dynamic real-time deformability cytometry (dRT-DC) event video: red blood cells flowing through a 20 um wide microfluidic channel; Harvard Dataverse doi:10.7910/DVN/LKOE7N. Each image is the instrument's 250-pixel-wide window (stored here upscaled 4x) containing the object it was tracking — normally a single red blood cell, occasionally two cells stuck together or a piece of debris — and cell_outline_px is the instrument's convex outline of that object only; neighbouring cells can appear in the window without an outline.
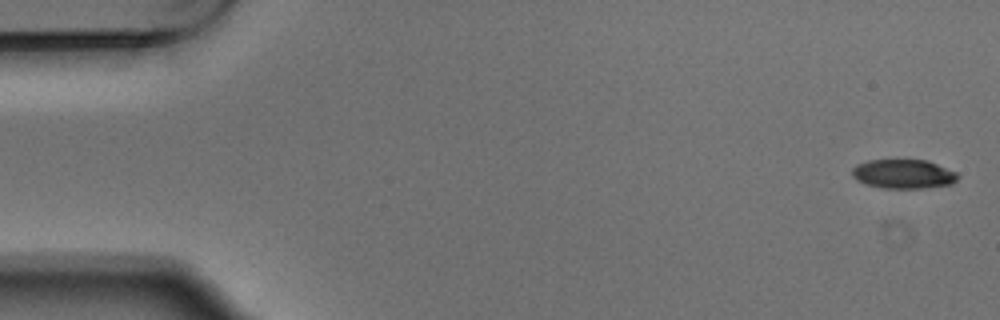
{"species": "Egyptian fruit bat (a non-hibernating species)", "species_latin": "Rousettus aegyptiacus", "temperature_condition": "warm", "stored_images_in_passage": 5, "segment_of_instrument_passage": [1, 2], "camera_frame_rate_fps": 3000, "um_per_image_px": 0.085, "animal": {"sex": "male"}, "frame": {"image": 1, "passage_image": 1, "time_ms": 0.0, "image_size_px": [1000, 320], "cell_outline_px": [[960, 176], [952, 184], [924, 188], [884, 188], [868, 184], [856, 180], [852, 176], [852, 168], [856, 164], [868, 160], [928, 160], [956, 172]], "centroid_in_image_um": [76.79, 14.78], "position_along_channel_um": 8.2, "area_um2": 17.98}}
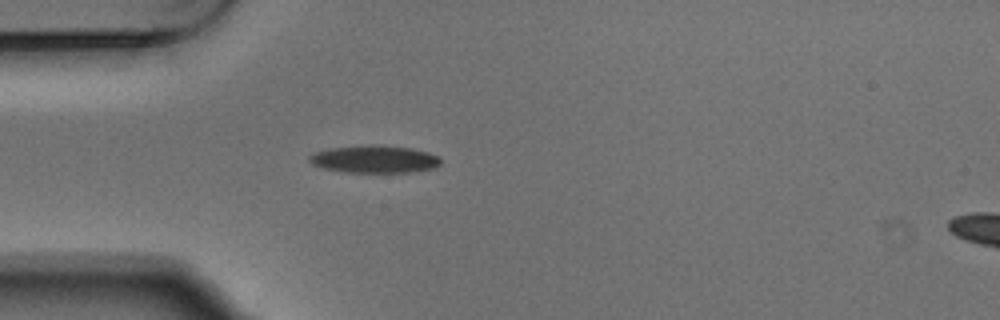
{"frame": {"image": 2, "passage_image": 4, "time_ms": 1.0, "image_size_px": [1000, 320], "cell_outline_px": [[440, 164], [436, 168], [408, 172], [344, 172], [324, 168], [312, 164], [308, 160], [308, 156], [312, 152], [332, 148], [364, 144], [380, 144], [412, 148], [428, 152], [436, 156], [440, 160]], "centroid_in_image_um": [31.8, 13.51], "position_along_channel_um": 53.2, "area_um2": 21.27}}